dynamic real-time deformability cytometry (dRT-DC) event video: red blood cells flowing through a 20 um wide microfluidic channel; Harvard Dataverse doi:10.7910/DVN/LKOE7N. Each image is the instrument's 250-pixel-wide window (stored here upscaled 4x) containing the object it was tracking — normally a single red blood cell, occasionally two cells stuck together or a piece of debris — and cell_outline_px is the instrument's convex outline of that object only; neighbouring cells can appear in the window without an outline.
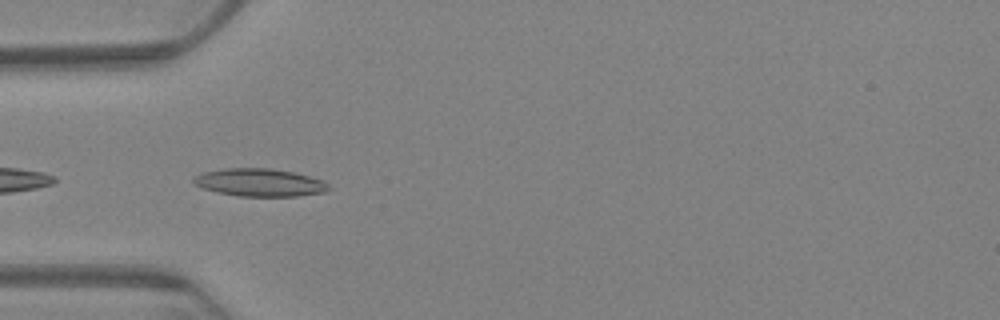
{"species": "Egyptian fruit bat (a non-hibernating species)", "species_latin": "Rousettus aegyptiacus", "temperature_condition": "warm", "stored_images_in_passage": 5, "camera_frame_rate_fps": 3000, "um_per_image_px": 0.085, "animal": {"sex": "female"}, "frame": {"image": 1, "passage_image": 2, "time_ms": 0.333, "image_size_px": [1000, 320], "cell_outline_px": [[332, 188], [324, 192], [296, 196], [240, 196], [216, 192], [200, 188], [192, 184], [192, 176], [200, 172], [224, 168], [272, 168], [292, 172], [324, 180]], "centroid_in_image_um": [22.0, 15.5], "position_along_channel_um": 63.0, "area_um2": 22.2}}